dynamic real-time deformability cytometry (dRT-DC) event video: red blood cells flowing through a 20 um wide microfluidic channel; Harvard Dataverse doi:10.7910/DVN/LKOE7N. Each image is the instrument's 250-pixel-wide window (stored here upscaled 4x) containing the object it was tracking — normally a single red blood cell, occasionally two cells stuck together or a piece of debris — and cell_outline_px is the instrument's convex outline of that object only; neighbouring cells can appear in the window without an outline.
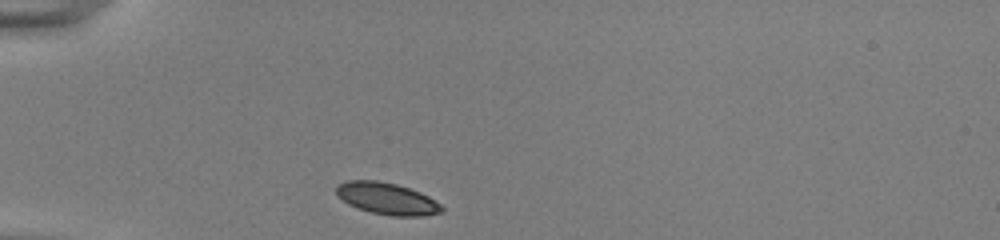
{"species": "common noctule bat (a hibernating species)", "species_latin": "Nyctalus noctula", "temperature_condition": "room temperature", "stored_images_in_passage": 33, "camera_frame_rate_fps": 3000, "um_per_image_px": 0.085, "animal": {"sex": "female", "body_mass_g": 22.0, "forearm_length_mm": 56.7}, "frame": {"image": 1, "passage_image": 1, "time_ms": 0.0, "image_size_px": [1000, 240], "cell_outline_px": [[444, 212], [424, 216], [392, 216], [372, 212], [356, 208], [348, 204], [336, 196], [336, 188], [340, 184], [348, 180], [376, 180], [396, 184], [420, 192], [428, 196], [440, 204], [444, 208]], "centroid_in_image_um": [32.89, 16.89], "position_along_channel_um": 52.1, "area_um2": 19.59}}
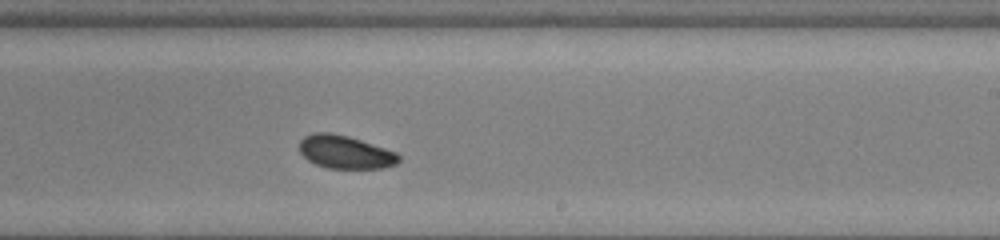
{"frame": {"image": 2, "passage_image": 19, "time_ms": 6.0, "image_size_px": [1000, 240], "cell_outline_px": [[400, 160], [396, 164], [380, 168], [328, 168], [316, 164], [308, 160], [300, 152], [300, 140], [304, 136], [312, 132], [332, 132], [348, 136], [396, 152], [400, 156]], "centroid_in_image_um": [29.32, 12.91], "position_along_channel_um": 259.7, "area_um2": 19.07}}
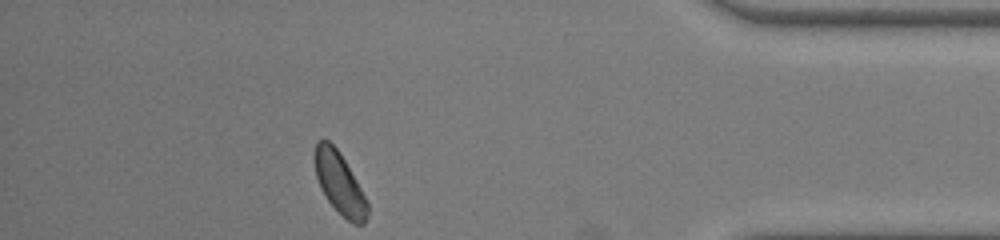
{"frame": {"image": 3, "passage_image": 33, "time_ms": 10.667, "image_size_px": [1000, 240], "cell_outline_px": [[368, 216], [364, 224], [352, 224], [328, 200], [320, 188], [316, 176], [312, 160], [312, 152], [316, 140], [328, 140], [340, 152], [360, 188], [368, 204]], "centroid_in_image_um": [28.81, 15.52], "position_along_channel_um": 406.4, "area_um2": 18.96}, "authors_computed_cell_mechanics": {"area_um2": 19.4208, "velocity_mm_per_s": 3.818, "shape_relaxation_time_tau1_ms": 1.305, "shape_relaxation_time_tau2_ms": 1.8515, "deformation_change_tau1": 0.064, "deformation_change_tau2": 0.0524}}